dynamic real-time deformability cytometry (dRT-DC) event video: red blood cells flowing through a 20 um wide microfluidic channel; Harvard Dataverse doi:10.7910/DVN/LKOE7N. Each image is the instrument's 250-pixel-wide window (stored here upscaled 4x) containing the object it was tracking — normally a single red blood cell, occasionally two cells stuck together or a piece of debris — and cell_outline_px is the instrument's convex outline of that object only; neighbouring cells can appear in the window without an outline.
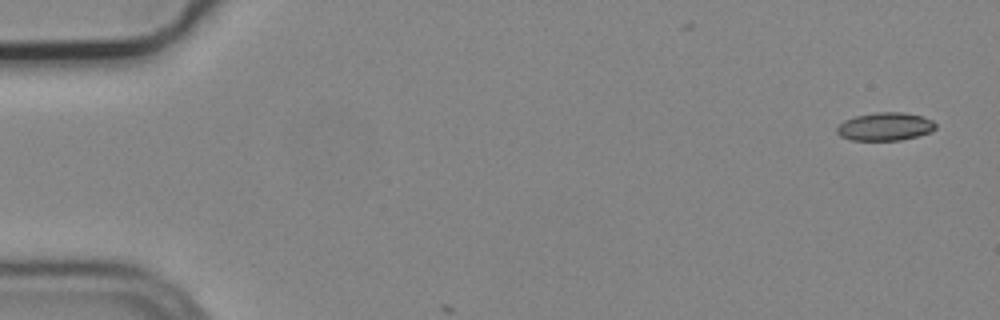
{"species": "common noctule bat (a hibernating species)", "species_latin": "Nyctalus noctula", "temperature_condition": "cold", "stored_images_in_passage": 2, "camera_frame_rate_fps": 3000, "um_per_image_px": 0.085, "animal": {"sex": "male", "body_mass_g": 19.2, "forearm_length_mm": 51.8}, "frame": {"image": 1, "passage_image": 1, "time_ms": 0.0, "image_size_px": [1000, 320], "cell_outline_px": [[936, 128], [932, 132], [900, 140], [852, 140], [840, 136], [836, 132], [836, 128], [844, 120], [856, 116], [876, 112], [904, 112], [920, 116], [932, 120], [936, 124]], "centroid_in_image_um": [75.23, 10.76], "position_along_channel_um": 9.8, "area_um2": 16.13}}